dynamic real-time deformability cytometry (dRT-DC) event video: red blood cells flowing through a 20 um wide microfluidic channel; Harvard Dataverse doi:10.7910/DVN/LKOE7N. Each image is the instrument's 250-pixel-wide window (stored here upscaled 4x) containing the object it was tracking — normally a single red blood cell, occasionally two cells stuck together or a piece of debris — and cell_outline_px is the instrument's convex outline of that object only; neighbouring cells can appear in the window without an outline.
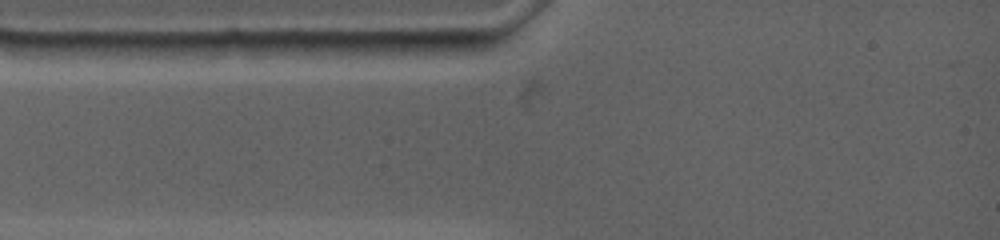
{"species": "common noctule bat (a hibernating species)", "species_latin": "Nyctalus noctula", "temperature_condition": "warm", "stored_images_in_passage": 2, "camera_frame_rate_fps": 4500, "um_per_image_px": 0.085, "animal": {"sex": "female", "body_mass_g": 19.0, "forearm_length_mm": 53.3}, "frame": {"image": 1, "passage_image": 1, "time_ms": 0.0, "image_size_px": [1000, 240], "cell_outline_px": [[496, 44], [484, 48], [452, 56], [448, 56], [372, 52], [356, 44], [356, 40], [492, 40]], "centroid_in_image_um": [36.12, 3.96], "position_along_channel_um": 48.9, "area_um2": 12.31}}